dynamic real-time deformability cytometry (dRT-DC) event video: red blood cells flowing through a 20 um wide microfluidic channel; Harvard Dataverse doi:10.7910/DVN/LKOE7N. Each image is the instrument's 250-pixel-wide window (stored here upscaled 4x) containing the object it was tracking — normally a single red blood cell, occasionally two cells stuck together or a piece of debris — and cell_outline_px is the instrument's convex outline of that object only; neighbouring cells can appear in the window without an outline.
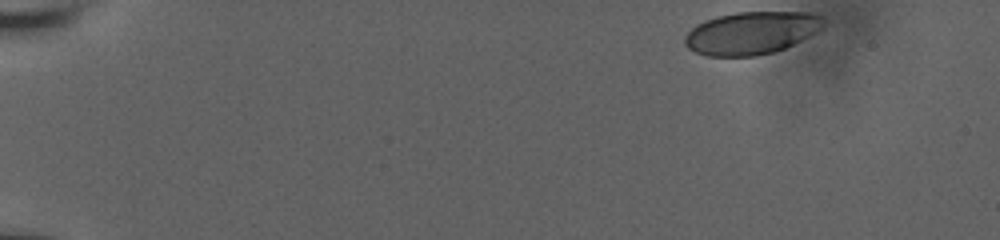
{"species": "human", "species_latin": "Homo sapiens", "temperature_condition": "room temperature", "stored_images_in_passage": 45, "camera_frame_rate_fps": 3000, "um_per_image_px": 0.085, "donor": {"sex": "male"}, "frame": {"image": 1, "passage_image": 1, "time_ms": 0.0, "image_size_px": [1000, 240], "cell_outline_px": [[820, 28], [816, 32], [784, 48], [772, 52], [756, 56], [708, 56], [696, 52], [688, 48], [684, 44], [684, 36], [696, 24], [704, 20], [716, 16], [736, 12], [812, 12], [820, 16]], "centroid_in_image_um": [63.79, 2.8], "position_along_channel_um": 21.2, "area_um2": 34.16}}
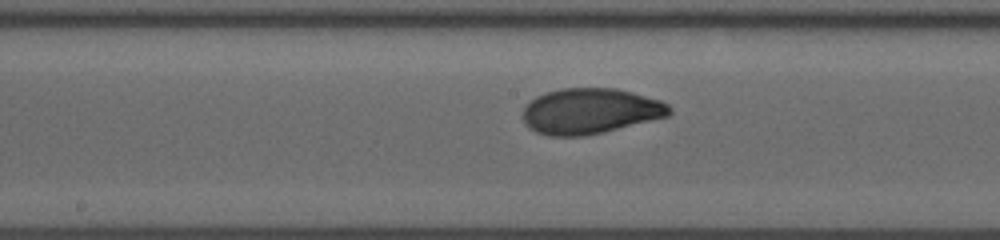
{"frame": {"image": 2, "passage_image": 26, "time_ms": 8.333, "image_size_px": [1000, 240], "cell_outline_px": [[672, 112], [668, 116], [604, 132], [584, 136], [548, 136], [536, 132], [528, 128], [524, 120], [524, 108], [536, 96], [544, 92], [564, 88], [616, 88], [632, 92], [660, 100], [668, 104], [672, 108]], "centroid_in_image_um": [50.18, 9.44], "position_along_channel_um": 198.0, "area_um2": 38.96}}
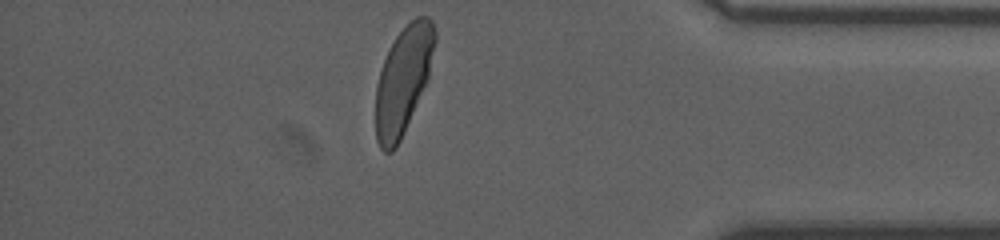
{"frame": {"image": 3, "passage_image": 44, "time_ms": 14.333, "image_size_px": [1000, 240], "cell_outline_px": [[436, 40], [428, 80], [404, 132], [396, 148], [392, 152], [384, 152], [380, 148], [376, 140], [376, 84], [384, 60], [396, 36], [416, 16], [428, 16], [432, 20], [436, 28]], "centroid_in_image_um": [34.29, 6.82], "position_along_channel_um": 400.9, "area_um2": 36.88}, "authors_computed_cell_mechanics": {"area_um2": 37.7434, "velocity_mm_per_s": 3.8083, "shape_relaxation_time_tau1_ms": 3.5448, "shape_relaxation_time_tau2_ms": null, "deformation_change_tau1": 0.155, "deformation_change_tau2": null}}